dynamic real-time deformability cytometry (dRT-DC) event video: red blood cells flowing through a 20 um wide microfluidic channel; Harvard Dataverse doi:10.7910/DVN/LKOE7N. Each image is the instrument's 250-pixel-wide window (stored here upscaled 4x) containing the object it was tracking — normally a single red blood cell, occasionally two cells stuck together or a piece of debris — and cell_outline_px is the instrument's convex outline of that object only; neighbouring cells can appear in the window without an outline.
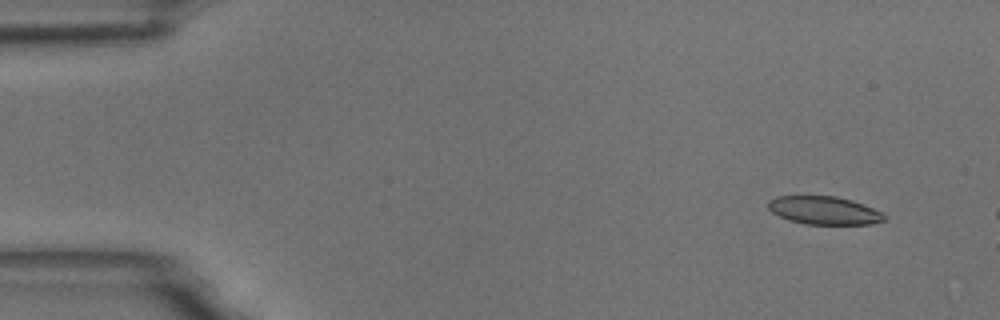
{"species": "common noctule bat (a hibernating species)", "species_latin": "Nyctalus noctula", "temperature_condition": "room temperature", "stored_images_in_passage": 8, "camera_frame_rate_fps": 3000, "um_per_image_px": 0.085, "animal": {"sex": "male", "body_mass_g": 18.8}, "frame": {"image": 1, "passage_image": 1, "time_ms": 0.0, "image_size_px": [1000, 320], "cell_outline_px": [[888, 220], [872, 224], [804, 224], [788, 220], [772, 212], [768, 208], [768, 200], [776, 196], [836, 196], [852, 200], [872, 208], [888, 216]], "centroid_in_image_um": [70.06, 17.89], "position_along_channel_um": 14.9, "area_um2": 19.13}}